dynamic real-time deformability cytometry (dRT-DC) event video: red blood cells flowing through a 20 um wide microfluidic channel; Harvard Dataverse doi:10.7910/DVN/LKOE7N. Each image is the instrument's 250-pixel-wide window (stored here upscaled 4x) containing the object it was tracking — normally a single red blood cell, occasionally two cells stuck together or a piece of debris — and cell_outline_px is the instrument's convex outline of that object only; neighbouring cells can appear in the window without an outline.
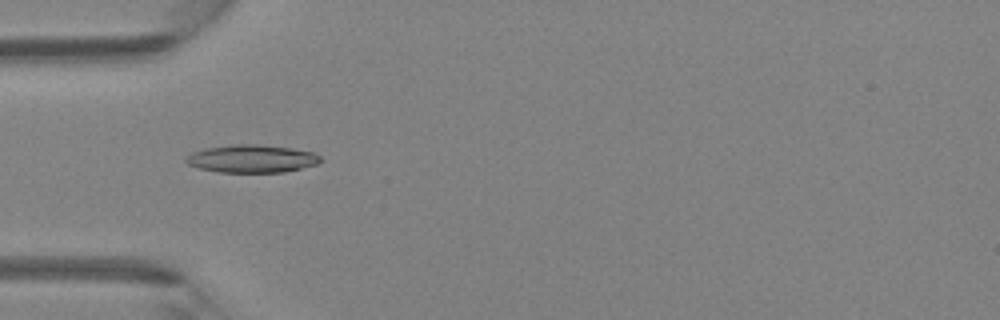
{"species": "Egyptian fruit bat (a non-hibernating species)", "species_latin": "Rousettus aegyptiacus", "temperature_condition": "room temperature", "stored_images_in_passage": 33, "camera_frame_rate_fps": 3000, "um_per_image_px": 0.085, "animal": {"sex": "female"}, "frame": {"image": 1, "passage_image": 2, "time_ms": 0.333, "image_size_px": [1000, 320], "cell_outline_px": [[324, 160], [316, 164], [284, 172], [216, 172], [200, 168], [188, 164], [184, 160], [184, 156], [192, 152], [204, 148], [232, 144], [256, 144], [292, 148], [316, 152]], "centroid_in_image_um": [21.39, 13.48], "position_along_channel_um": 63.6, "area_um2": 22.02}}
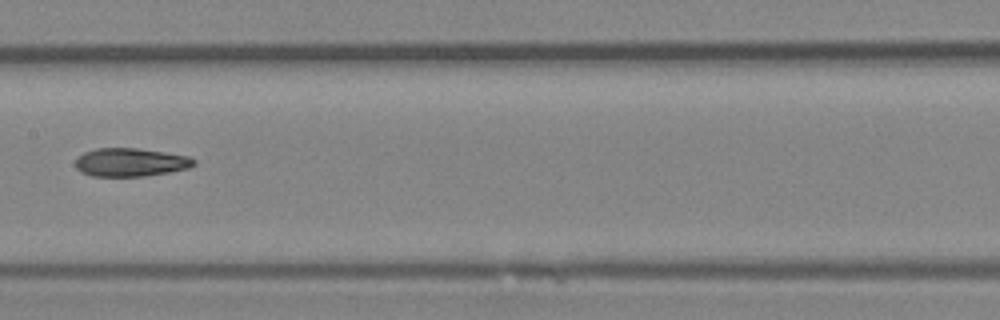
{"frame": {"image": 2, "passage_image": 11, "time_ms": 3.333, "image_size_px": [1000, 320], "cell_outline_px": [[196, 164], [188, 168], [168, 172], [144, 176], [92, 176], [80, 172], [76, 168], [76, 160], [84, 152], [96, 148], [136, 148], [164, 152], [188, 156], [196, 160]], "centroid_in_image_um": [11.09, 13.79], "position_along_channel_um": 196.3, "area_um2": 19.48}}
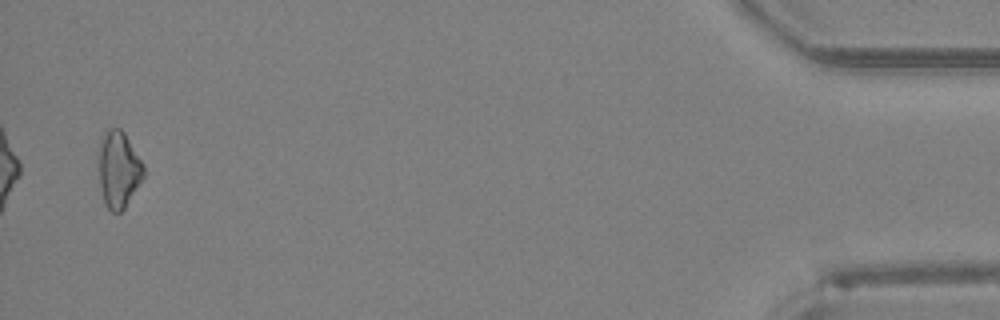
{"frame": {"image": 3, "passage_image": 32, "time_ms": 10.333, "image_size_px": [1000, 320], "cell_outline_px": [[144, 176], [124, 208], [120, 212], [112, 212], [104, 204], [100, 188], [96, 152], [100, 140], [108, 128], [120, 128], [124, 132], [144, 164]], "centroid_in_image_um": [10.03, 14.37], "position_along_channel_um": 425.2, "area_um2": 20.46}}